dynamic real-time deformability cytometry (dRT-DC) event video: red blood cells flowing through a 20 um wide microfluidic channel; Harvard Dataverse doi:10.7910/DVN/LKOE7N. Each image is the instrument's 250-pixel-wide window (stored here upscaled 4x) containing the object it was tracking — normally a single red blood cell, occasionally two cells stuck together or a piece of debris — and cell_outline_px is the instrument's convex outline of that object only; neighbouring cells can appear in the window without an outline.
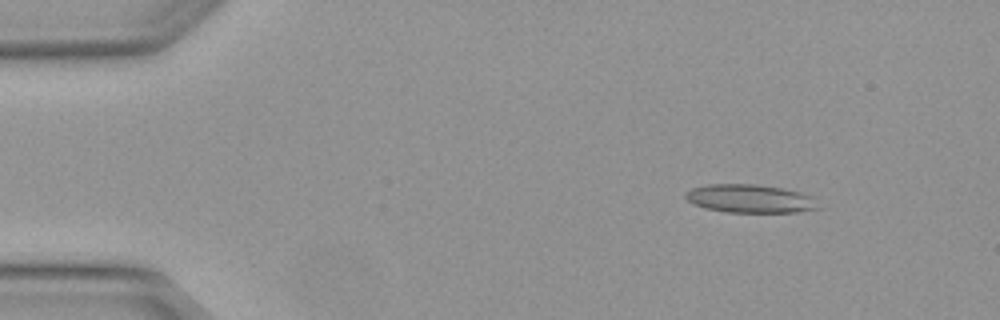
{"species": "Egyptian fruit bat (a non-hibernating species)", "species_latin": "Rousettus aegyptiacus", "temperature_condition": "warm", "stored_images_in_passage": 4, "camera_frame_rate_fps": 3000, "um_per_image_px": 0.085, "animal": {"sex": "female"}, "frame": {"image": 1, "passage_image": 2, "time_ms": 0.333, "image_size_px": [1000, 320], "cell_outline_px": [[824, 208], [796, 212], [724, 212], [704, 208], [692, 204], [684, 196], [684, 192], [692, 188], [708, 184], [756, 184], [784, 188], [816, 196]], "centroid_in_image_um": [63.83, 16.89], "position_along_channel_um": 21.2, "area_um2": 22.54}}